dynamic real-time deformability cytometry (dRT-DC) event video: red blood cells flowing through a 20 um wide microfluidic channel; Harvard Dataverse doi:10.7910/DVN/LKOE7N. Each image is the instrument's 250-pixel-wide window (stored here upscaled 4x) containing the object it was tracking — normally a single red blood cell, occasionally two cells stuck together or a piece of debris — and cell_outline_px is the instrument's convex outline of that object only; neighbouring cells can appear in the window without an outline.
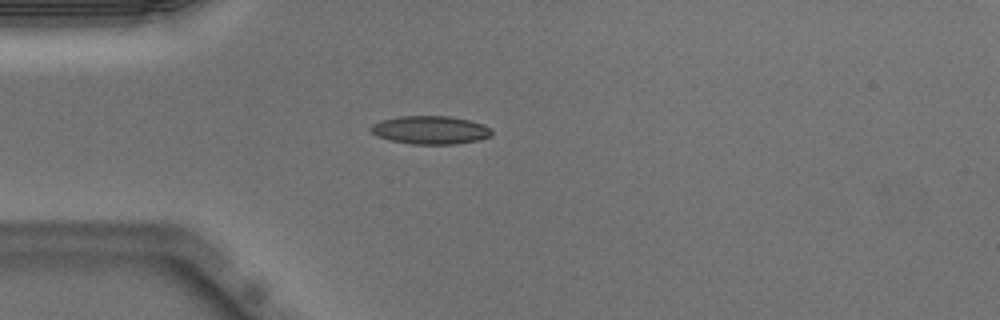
{"species": "Egyptian fruit bat (a non-hibernating species)", "species_latin": "Rousettus aegyptiacus", "temperature_condition": "warm", "stored_images_in_passage": 38, "camera_frame_rate_fps": 3000, "um_per_image_px": 0.085, "animal": {"sex": "male"}, "frame": {"image": 1, "passage_image": 1, "time_ms": 0.0, "image_size_px": [1000, 320], "cell_outline_px": [[492, 136], [480, 140], [456, 144], [412, 144], [392, 140], [376, 136], [368, 128], [372, 124], [380, 120], [400, 116], [448, 116], [468, 120], [484, 124], [492, 128]], "centroid_in_image_um": [36.6, 11.05], "position_along_channel_um": 48.4, "area_um2": 20.06}}
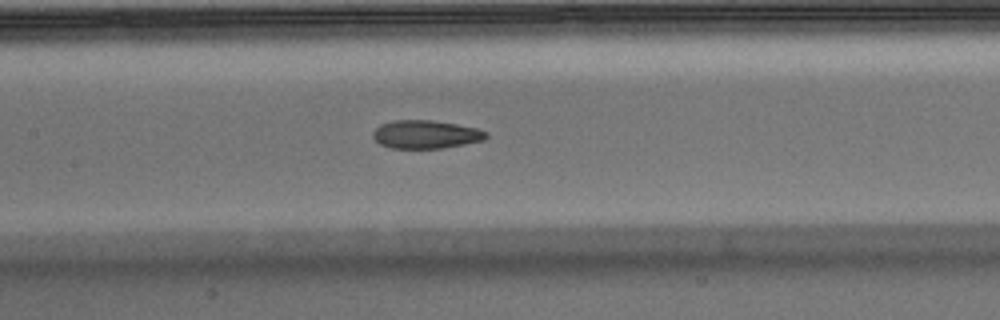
{"frame": {"image": 2, "passage_image": 11, "time_ms": 3.333, "image_size_px": [1000, 320], "cell_outline_px": [[488, 136], [484, 140], [444, 148], [392, 148], [380, 144], [372, 136], [372, 132], [380, 124], [392, 120], [432, 120], [456, 124], [476, 128], [488, 132]], "centroid_in_image_um": [36.18, 11.42], "position_along_channel_um": 171.2, "area_um2": 18.67}}
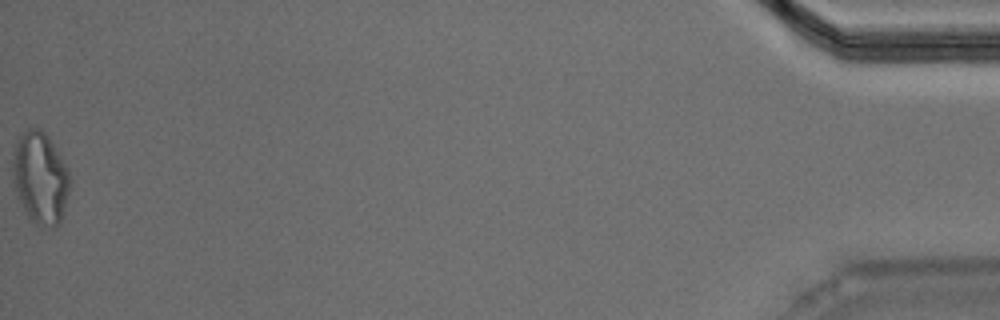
{"frame": {"image": 3, "passage_image": 38, "time_ms": 12.333, "image_size_px": [1000, 320], "cell_outline_px": [[72, 180], [60, 224], [52, 228], [36, 224], [24, 212], [16, 196], [12, 176], [12, 156], [16, 140], [28, 128], [40, 128], [48, 136], [68, 168]], "centroid_in_image_um": [3.42, 15.13], "position_along_channel_um": 431.8, "area_um2": 31.15}, "authors_computed_cell_mechanics": {"area_um2": 19.7387, "velocity_mm_per_s": 4.0121, "shape_relaxation_time_tau1_ms": null, "shape_relaxation_time_tau2_ms": 2.7672, "deformation_change_tau1": null, "deformation_change_tau2": 0.1056}}